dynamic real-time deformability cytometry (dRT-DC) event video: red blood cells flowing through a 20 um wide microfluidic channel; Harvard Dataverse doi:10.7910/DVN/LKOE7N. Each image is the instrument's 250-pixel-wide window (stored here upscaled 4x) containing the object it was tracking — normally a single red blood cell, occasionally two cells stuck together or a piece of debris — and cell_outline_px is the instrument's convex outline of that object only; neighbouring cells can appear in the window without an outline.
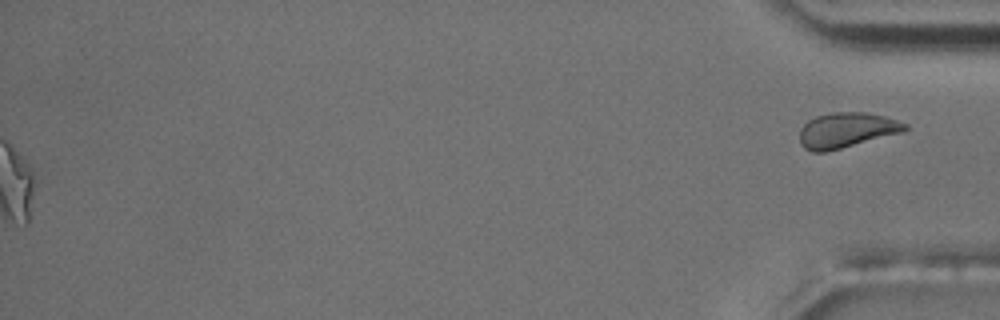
{"species": "common noctule bat (a hibernating species)", "species_latin": "Nyctalus noctula", "temperature_condition": "room temperature", "stored_images_in_passage": 52, "segment_of_instrument_passage": [2, 2], "camera_frame_rate_fps": 3000, "um_per_image_px": 0.085, "animal": {"sex": "male", "body_mass_g": 17.5, "forearm_length_mm": 52.3}, "frame": {"image": 1, "passage_image": 52, "time_ms": 17.0, "image_size_px": [1000, 320], "cell_outline_px": [[908, 128], [904, 132], [824, 152], [812, 152], [804, 148], [800, 144], [800, 128], [808, 120], [816, 116], [832, 112], [864, 112], [884, 116], [908, 124]], "centroid_in_image_um": [71.94, 11.06], "position_along_channel_um": 363.3, "area_um2": 21.56}}